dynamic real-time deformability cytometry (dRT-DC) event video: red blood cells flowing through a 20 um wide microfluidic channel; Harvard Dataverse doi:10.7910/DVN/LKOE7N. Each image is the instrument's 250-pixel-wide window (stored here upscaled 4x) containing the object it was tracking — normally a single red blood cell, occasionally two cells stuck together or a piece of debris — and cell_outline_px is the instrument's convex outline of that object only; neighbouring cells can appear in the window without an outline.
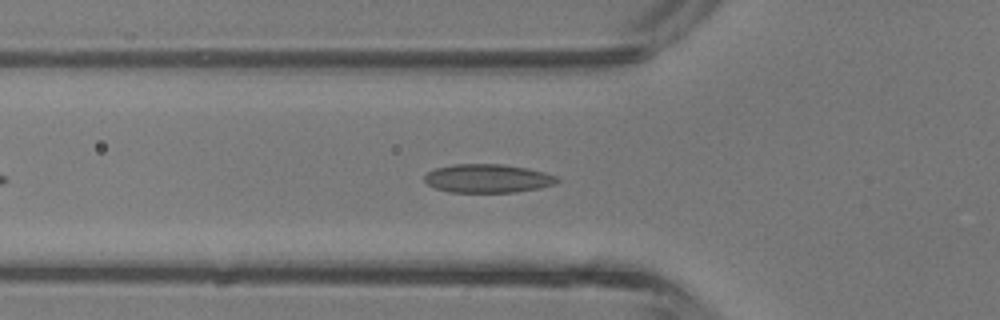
{"species": "common noctule bat (a hibernating species)", "species_latin": "Nyctalus noctula", "temperature_condition": "room temperature", "stored_images_in_passage": 33, "camera_frame_rate_fps": 3000, "um_per_image_px": 0.085, "animal": {"sex": "male", "body_mass_g": 13.3}, "frame": {"image": 1, "passage_image": 7, "time_ms": 2.0, "image_size_px": [1000, 320], "cell_outline_px": [[560, 180], [556, 184], [540, 188], [516, 192], [448, 192], [436, 188], [428, 184], [424, 180], [424, 176], [428, 172], [436, 168], [452, 164], [504, 164], [528, 168], [544, 172], [556, 176]], "centroid_in_image_um": [41.48, 15.16], "position_along_channel_um": 84.3, "area_um2": 22.2}}
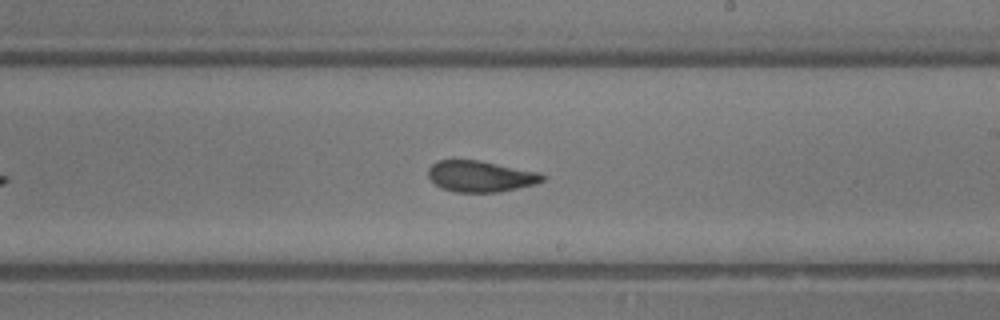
{"frame": {"image": 2, "passage_image": 17, "time_ms": 5.333, "image_size_px": [1000, 320], "cell_outline_px": [[548, 176], [544, 180], [536, 184], [500, 192], [456, 192], [440, 188], [428, 176], [428, 168], [436, 160], [480, 160], [540, 172]], "centroid_in_image_um": [40.88, 14.98], "position_along_channel_um": 248.1, "area_um2": 20.98}}
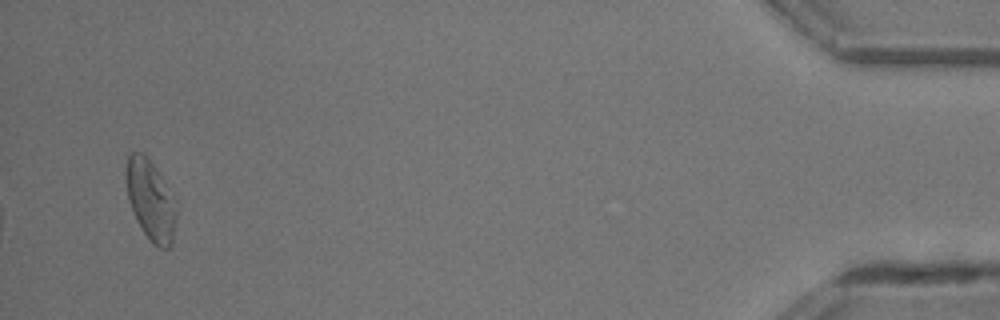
{"frame": {"image": 3, "passage_image": 33, "time_ms": 10.667, "image_size_px": [1000, 320], "cell_outline_px": [[176, 220], [172, 244], [168, 248], [160, 248], [152, 244], [136, 220], [132, 212], [128, 200], [124, 176], [124, 172], [128, 156], [132, 152], [140, 152], [156, 168], [164, 180], [176, 208]], "centroid_in_image_um": [12.76, 17.03], "position_along_channel_um": 422.4, "area_um2": 23.47}, "authors_computed_cell_mechanics": {"area_um2": 21.2126, "velocity_mm_per_s": 4.8889, "shape_relaxation_time_tau1_ms": 6.2521, "shape_relaxation_time_tau2_ms": 1.6016, "deformation_change_tau1": 0.1611, "deformation_change_tau2": 0.0776}}